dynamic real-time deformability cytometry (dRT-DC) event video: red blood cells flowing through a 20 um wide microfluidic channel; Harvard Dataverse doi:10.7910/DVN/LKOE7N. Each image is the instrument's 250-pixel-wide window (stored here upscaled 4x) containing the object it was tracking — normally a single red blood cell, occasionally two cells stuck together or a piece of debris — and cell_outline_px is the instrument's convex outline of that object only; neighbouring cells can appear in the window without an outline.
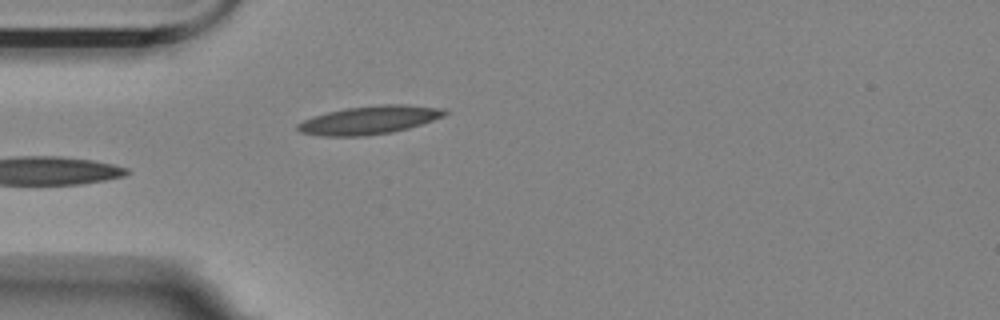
{"species": "Egyptian fruit bat (a non-hibernating species)", "species_latin": "Rousettus aegyptiacus", "temperature_condition": "room temperature", "stored_images_in_passage": 5, "camera_frame_rate_fps": 3000, "um_per_image_px": 0.085, "animal": {"sex": "female"}, "frame": {"image": 1, "passage_image": 5, "time_ms": 1.333, "image_size_px": [1000, 320], "cell_outline_px": [[448, 112], [444, 116], [408, 128], [392, 132], [364, 136], [324, 136], [300, 132], [296, 128], [296, 124], [304, 120], [328, 112], [344, 108], [380, 104], [408, 104], [444, 108]], "centroid_in_image_um": [31.42, 10.19], "position_along_channel_um": 53.6, "area_um2": 24.22}}